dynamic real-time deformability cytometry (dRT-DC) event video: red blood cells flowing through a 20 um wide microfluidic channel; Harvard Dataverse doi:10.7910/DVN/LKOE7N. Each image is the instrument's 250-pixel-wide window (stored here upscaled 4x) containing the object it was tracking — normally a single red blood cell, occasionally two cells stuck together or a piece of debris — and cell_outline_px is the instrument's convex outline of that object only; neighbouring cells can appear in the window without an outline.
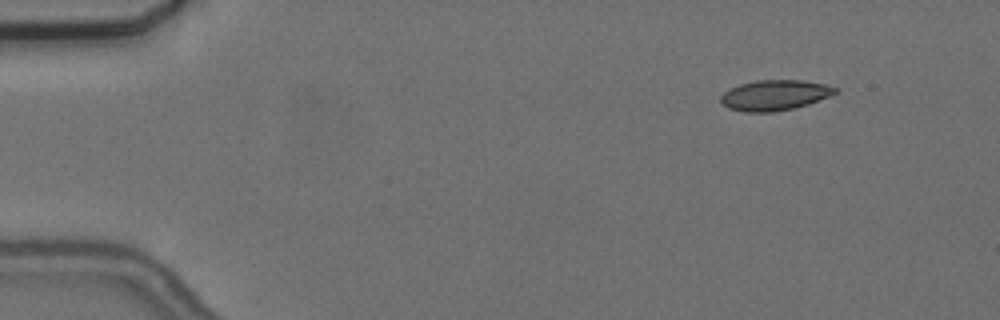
{"species": "common noctule bat (a hibernating species)", "species_latin": "Nyctalus noctula", "temperature_condition": "cold", "stored_images_in_passage": 4, "camera_frame_rate_fps": 3000, "um_per_image_px": 0.085, "animal": {"sex": "female", "body_mass_g": 24.6, "forearm_length_mm": 56.2}, "frame": {"image": 1, "passage_image": 1, "time_ms": 0.0, "image_size_px": [1000, 320], "cell_outline_px": [[840, 92], [808, 104], [792, 108], [772, 112], [744, 112], [728, 108], [720, 104], [720, 96], [724, 92], [740, 84], [756, 80], [800, 80], [824, 84], [840, 88]], "centroid_in_image_um": [65.85, 8.09], "position_along_channel_um": 19.1, "area_um2": 20.35}}
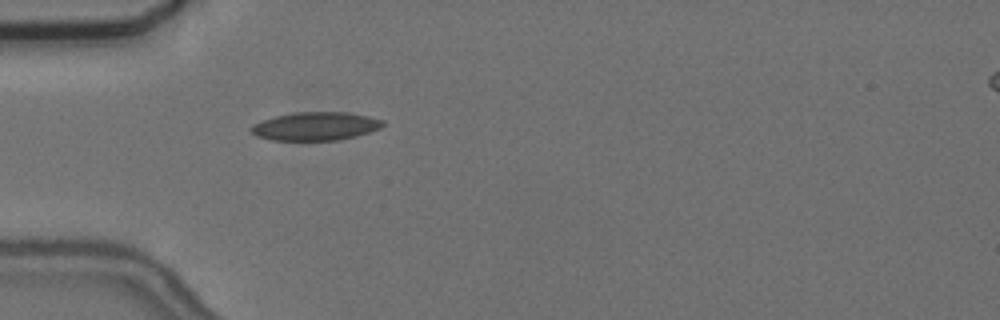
{"frame": {"image": 2, "passage_image": 4, "time_ms": 3.667, "image_size_px": [1000, 320], "cell_outline_px": [[384, 124], [380, 128], [356, 136], [336, 140], [272, 140], [256, 136], [248, 128], [252, 124], [260, 120], [292, 112], [348, 112], [368, 116], [384, 120]], "centroid_in_image_um": [26.78, 10.72], "position_along_channel_um": 58.2, "area_um2": 21.85}}